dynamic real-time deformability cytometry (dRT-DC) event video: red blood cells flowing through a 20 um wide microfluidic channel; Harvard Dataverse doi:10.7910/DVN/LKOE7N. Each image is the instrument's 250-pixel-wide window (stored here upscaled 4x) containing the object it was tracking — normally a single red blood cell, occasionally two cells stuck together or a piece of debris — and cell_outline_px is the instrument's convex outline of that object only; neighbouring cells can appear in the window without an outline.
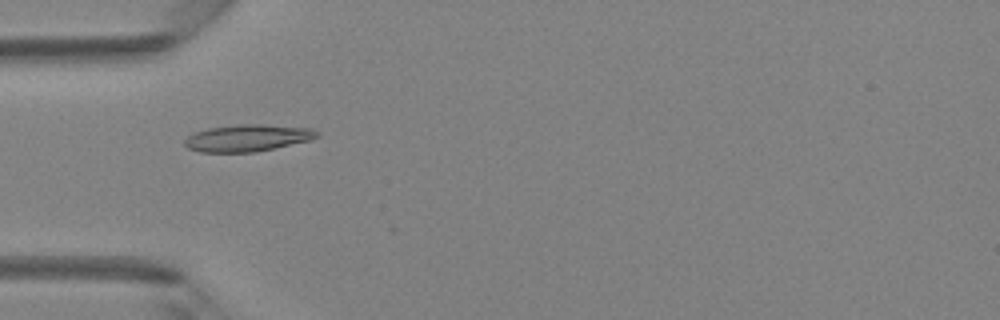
{"species": "Egyptian fruit bat (a non-hibernating species)", "species_latin": "Rousettus aegyptiacus", "temperature_condition": "room temperature", "stored_images_in_passage": 17, "camera_frame_rate_fps": 3000, "um_per_image_px": 0.085, "animal": {"sex": "female"}, "frame": {"image": 1, "passage_image": 16, "time_ms": 5.0, "image_size_px": [1000, 320], "cell_outline_px": [[320, 136], [312, 140], [256, 152], [200, 152], [188, 148], [184, 144], [184, 140], [188, 136], [196, 132], [208, 128], [240, 124], [260, 124], [312, 128], [320, 132]], "centroid_in_image_um": [21.09, 11.73], "position_along_channel_um": 63.9, "area_um2": 20.87}}